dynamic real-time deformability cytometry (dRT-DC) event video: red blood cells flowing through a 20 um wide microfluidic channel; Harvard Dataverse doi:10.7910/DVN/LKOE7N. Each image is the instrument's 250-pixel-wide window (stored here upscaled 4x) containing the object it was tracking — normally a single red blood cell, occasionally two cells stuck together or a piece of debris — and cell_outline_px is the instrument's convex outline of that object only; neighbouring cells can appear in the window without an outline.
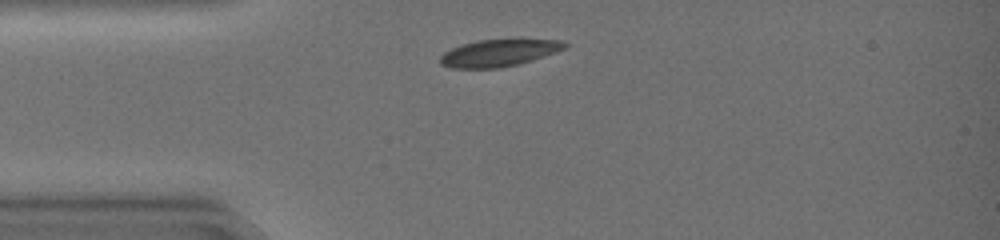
{"species": "common noctule bat (a hibernating species)", "species_latin": "Nyctalus noctula", "temperature_condition": "warm", "stored_images_in_passage": 31, "camera_frame_rate_fps": 3000, "um_per_image_px": 0.085, "animal": {"sex": "female", "body_mass_g": 19.0, "forearm_length_mm": 51.5}, "frame": {"image": 1, "passage_image": 3, "time_ms": 0.667, "image_size_px": [1000, 240], "cell_outline_px": [[568, 44], [564, 48], [556, 52], [520, 64], [500, 68], [448, 68], [440, 64], [440, 56], [444, 52], [452, 48], [476, 40], [564, 40]], "centroid_in_image_um": [42.37, 4.51], "position_along_channel_um": 42.6, "area_um2": 19.48}}
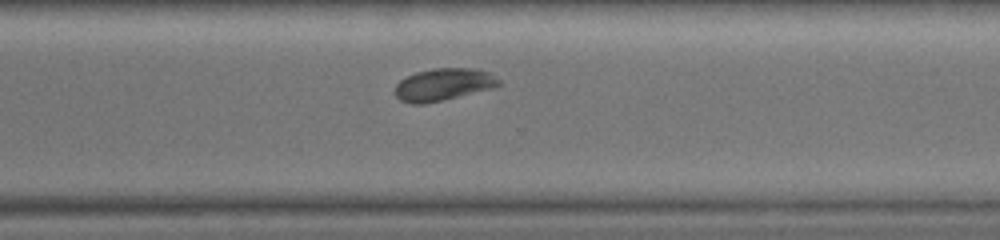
{"frame": {"image": 2, "passage_image": 24, "time_ms": 7.667, "image_size_px": [1000, 240], "cell_outline_px": [[500, 84], [492, 88], [424, 104], [412, 104], [400, 100], [396, 96], [396, 84], [404, 76], [416, 72], [436, 68], [472, 68], [492, 72], [500, 80]], "centroid_in_image_um": [37.69, 7.17], "position_along_channel_um": 332.9, "area_um2": 19.48}}
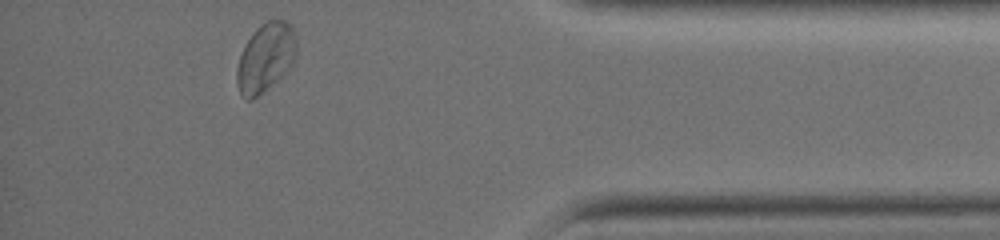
{"frame": {"image": 3, "passage_image": 31, "time_ms": 10.0, "image_size_px": [1000, 240], "cell_outline_px": [[296, 56], [292, 64], [276, 80], [252, 100], [248, 100], [240, 92], [236, 84], [236, 68], [240, 56], [252, 32], [260, 24], [268, 20], [284, 20], [292, 28], [296, 36]], "centroid_in_image_um": [22.56, 4.87], "position_along_channel_um": 412.6, "area_um2": 23.52}, "authors_computed_cell_mechanics": {"area_um2": 19.941, "velocity_mm_per_s": 4.4092, "shape_relaxation_time_tau1_ms": 3.1398, "shape_relaxation_time_tau2_ms": 2.0454, "deformation_change_tau1": 0.1339, "deformation_change_tau2": 0.0392}}